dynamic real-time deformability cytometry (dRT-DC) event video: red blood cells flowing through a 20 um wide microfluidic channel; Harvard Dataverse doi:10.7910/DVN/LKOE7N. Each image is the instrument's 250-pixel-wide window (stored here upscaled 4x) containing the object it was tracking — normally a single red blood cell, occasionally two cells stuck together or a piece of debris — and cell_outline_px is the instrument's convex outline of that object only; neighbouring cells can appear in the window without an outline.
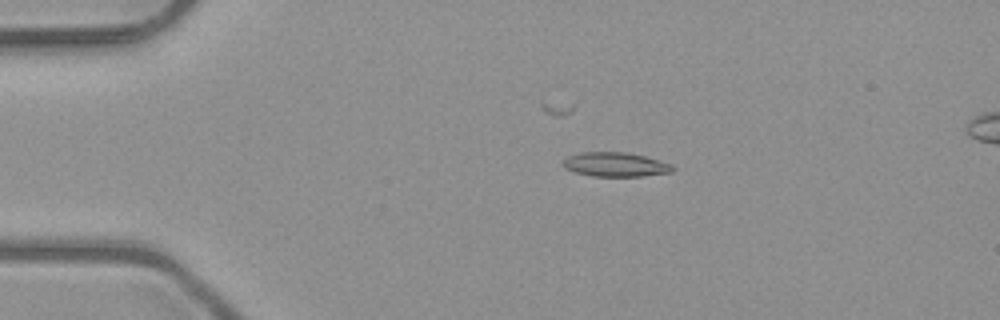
{"species": "common noctule bat (a hibernating species)", "species_latin": "Nyctalus noctula", "temperature_condition": "room temperature", "stored_images_in_passage": 51, "camera_frame_rate_fps": 3000, "um_per_image_px": 0.085, "animal": {"sex": "male", "body_mass_g": 23.1, "forearm_length_mm": 52.7}, "frame": {"image": 1, "passage_image": 10, "time_ms": 3.0, "image_size_px": [1000, 320], "cell_outline_px": [[676, 168], [672, 172], [640, 176], [592, 176], [576, 172], [564, 168], [564, 160], [568, 156], [580, 152], [628, 152], [644, 156], [672, 164]], "centroid_in_image_um": [52.33, 13.98], "position_along_channel_um": 32.7, "area_um2": 15.43}}
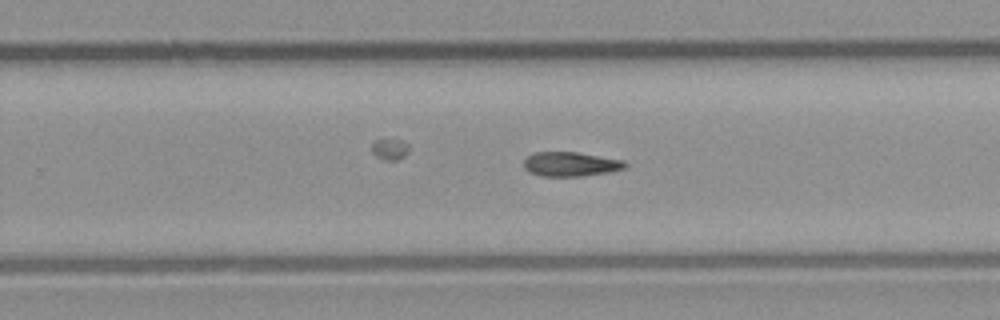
{"frame": {"image": 2, "passage_image": 32, "time_ms": 10.333, "image_size_px": [1000, 320], "cell_outline_px": [[628, 164], [624, 168], [608, 172], [584, 176], [540, 176], [528, 172], [524, 168], [524, 160], [528, 156], [536, 152], [576, 152], [624, 160]], "centroid_in_image_um": [48.49, 13.95], "position_along_channel_um": 281.3, "area_um2": 14.39}}
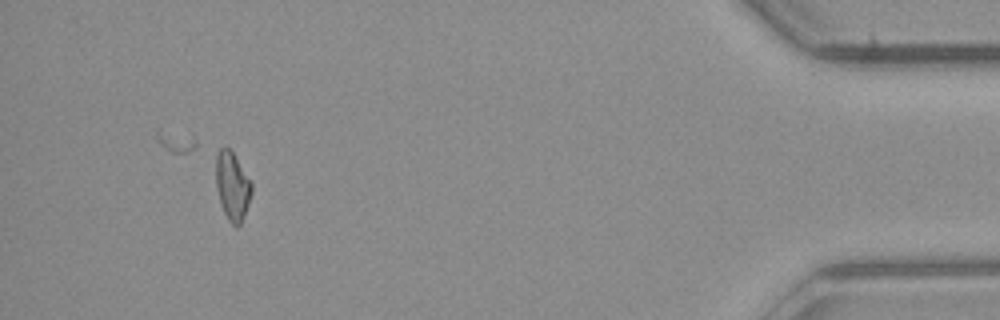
{"frame": {"image": 3, "passage_image": 47, "time_ms": 15.333, "image_size_px": [1000, 320], "cell_outline_px": [[252, 192], [248, 204], [240, 224], [232, 224], [228, 220], [224, 212], [220, 200], [216, 184], [216, 156], [220, 148], [228, 148], [232, 152], [252, 184]], "centroid_in_image_um": [19.74, 15.81], "position_along_channel_um": 415.5, "area_um2": 13.64}}